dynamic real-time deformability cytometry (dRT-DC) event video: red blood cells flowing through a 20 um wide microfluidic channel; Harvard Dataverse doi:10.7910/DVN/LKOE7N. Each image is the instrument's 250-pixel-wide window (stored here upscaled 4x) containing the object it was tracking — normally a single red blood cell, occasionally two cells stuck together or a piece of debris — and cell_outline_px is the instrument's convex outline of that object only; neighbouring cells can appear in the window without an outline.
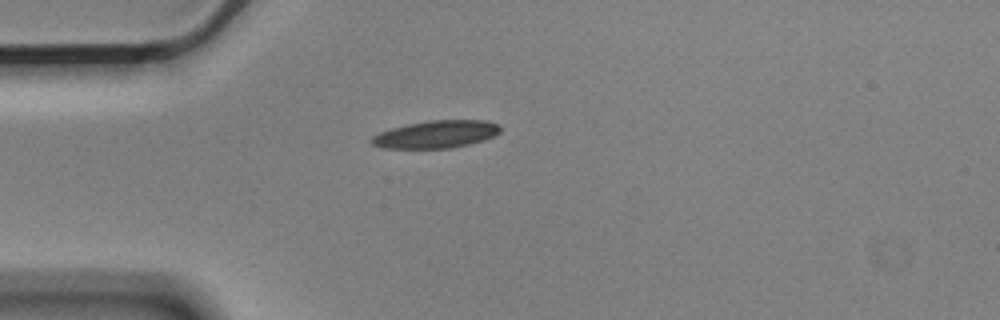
{"species": "Egyptian fruit bat (a non-hibernating species)", "species_latin": "Rousettus aegyptiacus", "temperature_condition": "cold", "stored_images_in_passage": 4, "camera_frame_rate_fps": 3000, "um_per_image_px": 0.085, "animal": {"sex": "male"}, "frame": {"image": 1, "passage_image": 4, "time_ms": 1.0, "image_size_px": [1000, 320], "cell_outline_px": [[500, 132], [496, 136], [484, 140], [452, 148], [384, 148], [372, 144], [368, 140], [372, 136], [380, 132], [392, 128], [408, 124], [428, 120], [488, 120], [496, 124], [500, 128]], "centroid_in_image_um": [37.07, 11.41], "position_along_channel_um": 47.9, "area_um2": 20.69}}